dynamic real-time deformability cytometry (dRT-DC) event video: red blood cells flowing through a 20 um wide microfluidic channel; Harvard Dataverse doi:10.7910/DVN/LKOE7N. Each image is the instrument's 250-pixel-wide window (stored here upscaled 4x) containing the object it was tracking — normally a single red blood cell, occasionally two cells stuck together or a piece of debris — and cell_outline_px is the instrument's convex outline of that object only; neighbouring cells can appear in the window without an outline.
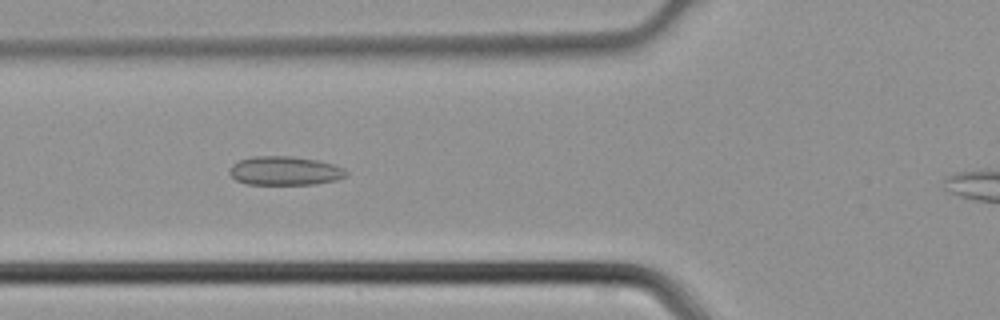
{"species": "common noctule bat (a hibernating species)", "species_latin": "Nyctalus noctula", "temperature_condition": "cold", "stored_images_in_passage": 36, "camera_frame_rate_fps": 3000, "um_per_image_px": 0.085, "animal": {"sex": "male", "body_mass_g": 21.5, "forearm_length_mm": 52.0}, "frame": {"image": 1, "passage_image": 13, "time_ms": 4.0, "image_size_px": [1000, 320], "cell_outline_px": [[348, 176], [336, 180], [316, 184], [248, 184], [236, 180], [228, 172], [232, 164], [240, 160], [252, 156], [292, 156], [316, 160], [332, 164], [344, 168], [348, 172]], "centroid_in_image_um": [24.22, 14.52], "position_along_channel_um": 101.6, "area_um2": 19.65}}
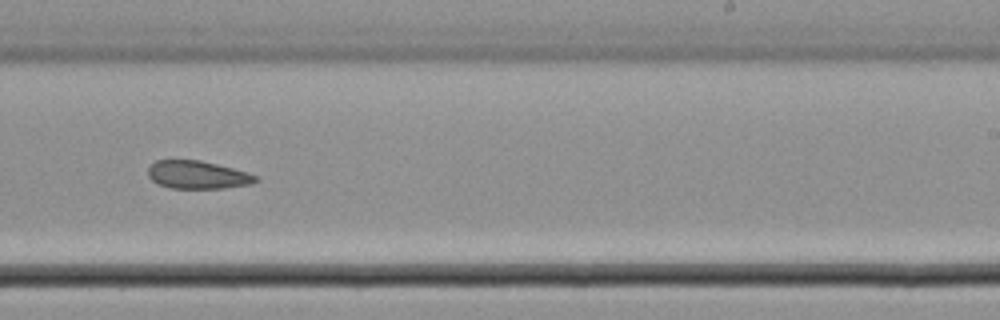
{"frame": {"image": 2, "passage_image": 24, "time_ms": 7.667, "image_size_px": [1000, 320], "cell_outline_px": [[260, 180], [252, 184], [224, 188], [168, 188], [156, 184], [148, 176], [148, 168], [156, 160], [200, 160], [232, 168], [260, 176]], "centroid_in_image_um": [16.81, 14.87], "position_along_channel_um": 272.2, "area_um2": 17.69}}
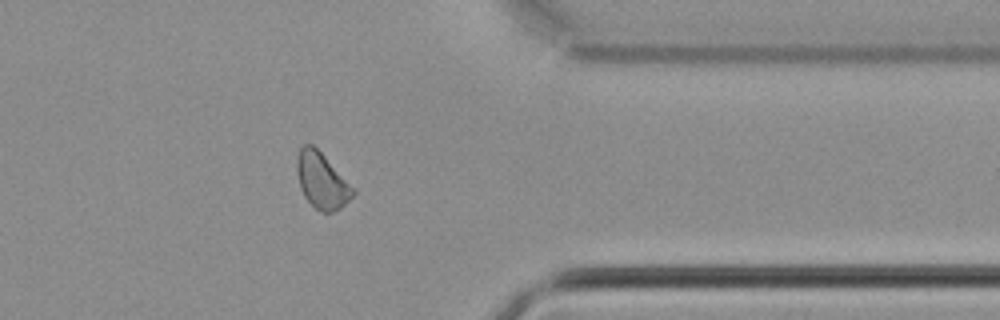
{"frame": {"image": 3, "passage_image": 32, "time_ms": 10.333, "image_size_px": [1000, 320], "cell_outline_px": [[356, 192], [340, 208], [332, 212], [320, 212], [304, 196], [300, 188], [296, 172], [296, 156], [300, 148], [304, 144], [312, 144], [356, 188]], "centroid_in_image_um": [27.35, 15.34], "position_along_channel_um": 384.1, "area_um2": 18.26}}